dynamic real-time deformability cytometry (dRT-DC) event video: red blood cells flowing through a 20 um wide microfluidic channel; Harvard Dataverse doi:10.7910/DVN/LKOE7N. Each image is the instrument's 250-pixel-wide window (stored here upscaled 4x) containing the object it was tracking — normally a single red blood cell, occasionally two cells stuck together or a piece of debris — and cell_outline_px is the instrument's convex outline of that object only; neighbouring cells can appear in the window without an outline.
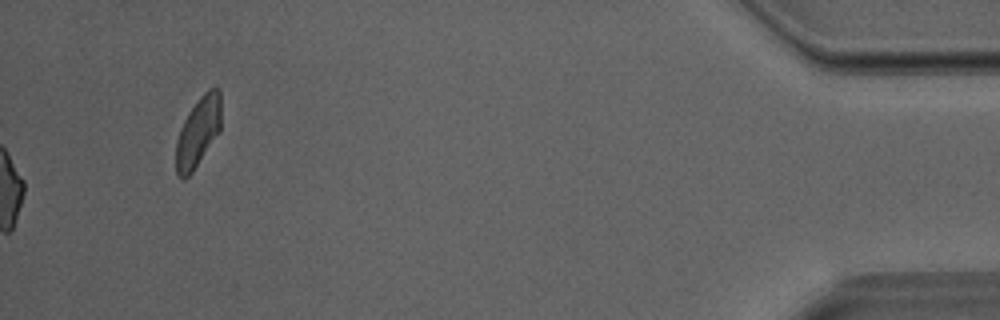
{"species": "Egyptian fruit bat (a non-hibernating species)", "species_latin": "Rousettus aegyptiacus", "temperature_condition": "room temperature", "stored_images_in_passage": 27, "camera_frame_rate_fps": 3000, "um_per_image_px": 0.085, "animal": {"sex": "male"}, "frame": {"image": 1, "passage_image": 27, "time_ms": 8.667, "image_size_px": [1000, 320], "cell_outline_px": [[220, 132], [192, 172], [188, 176], [180, 176], [176, 172], [176, 144], [180, 128], [188, 112], [200, 96], [208, 88], [220, 88]], "centroid_in_image_um": [16.85, 11.17], "position_along_channel_um": 418.4, "area_um2": 18.15}}